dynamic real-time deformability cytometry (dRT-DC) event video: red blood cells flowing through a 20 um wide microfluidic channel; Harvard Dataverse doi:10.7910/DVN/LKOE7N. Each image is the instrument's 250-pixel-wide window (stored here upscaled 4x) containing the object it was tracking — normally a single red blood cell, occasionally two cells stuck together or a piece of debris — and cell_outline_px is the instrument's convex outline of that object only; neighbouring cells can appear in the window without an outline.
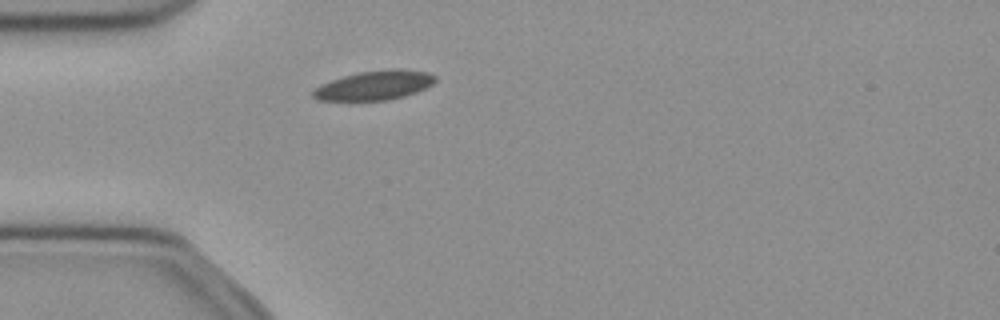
{"species": "common noctule bat (a hibernating species)", "species_latin": "Nyctalus noctula", "temperature_condition": "cold", "stored_images_in_passage": 33, "camera_frame_rate_fps": 3000, "um_per_image_px": 0.085, "animal": {"sex": "female", "body_mass_g": 21.9}, "frame": {"image": 1, "passage_image": 2, "time_ms": 0.333, "image_size_px": [1000, 320], "cell_outline_px": [[436, 80], [432, 84], [416, 92], [404, 96], [388, 100], [316, 100], [312, 96], [312, 92], [320, 84], [356, 72], [388, 68], [400, 68], [428, 72], [436, 76]], "centroid_in_image_um": [31.84, 7.23], "position_along_channel_um": 53.2, "area_um2": 20.98}}
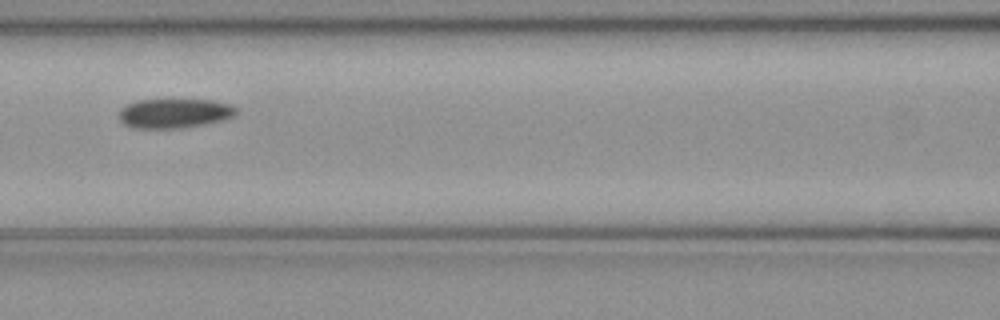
{"frame": {"image": 2, "passage_image": 10, "time_ms": 3.0, "image_size_px": [1000, 320], "cell_outline_px": [[236, 112], [232, 116], [220, 120], [204, 124], [180, 128], [132, 128], [124, 124], [120, 120], [120, 108], [136, 100], [212, 100], [228, 104], [236, 108]], "centroid_in_image_um": [14.77, 9.63], "position_along_channel_um": 151.8, "area_um2": 19.83}}
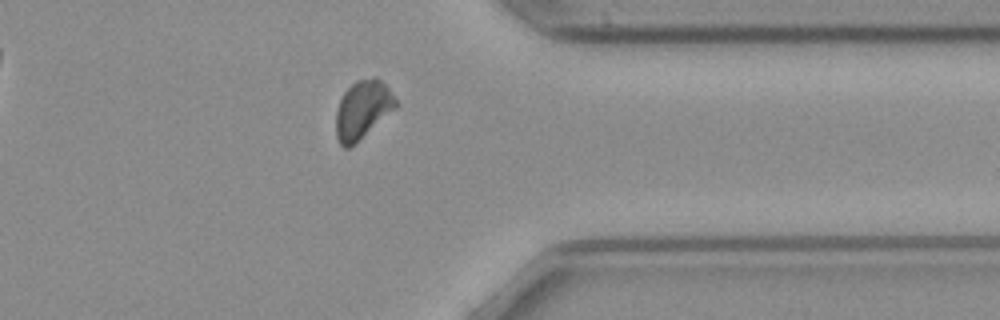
{"frame": {"image": 3, "passage_image": 28, "time_ms": 9.0, "image_size_px": [1000, 320], "cell_outline_px": [[400, 104], [396, 108], [356, 144], [348, 148], [344, 148], [340, 144], [336, 136], [336, 112], [340, 100], [344, 92], [356, 80], [376, 76], [388, 88]], "centroid_in_image_um": [30.83, 9.33], "position_along_channel_um": 380.6, "area_um2": 20.46}}